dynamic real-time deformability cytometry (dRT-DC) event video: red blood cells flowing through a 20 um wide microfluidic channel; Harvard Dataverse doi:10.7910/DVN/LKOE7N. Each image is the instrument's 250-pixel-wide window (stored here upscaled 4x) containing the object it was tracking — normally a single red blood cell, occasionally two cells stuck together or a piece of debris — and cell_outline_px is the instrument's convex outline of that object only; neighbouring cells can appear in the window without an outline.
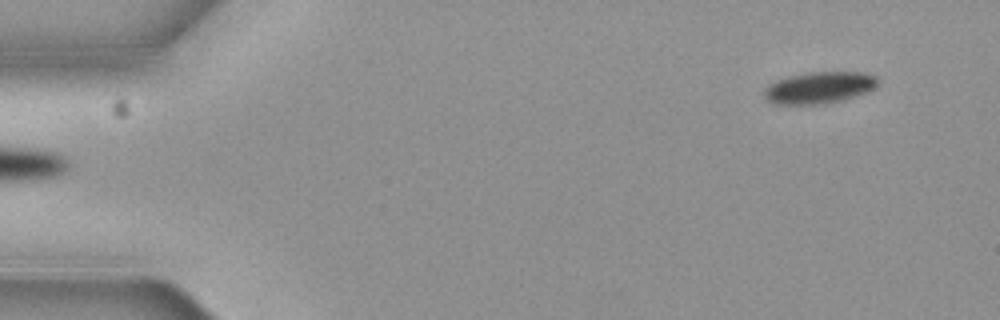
{"species": "common noctule bat (a hibernating species)", "species_latin": "Nyctalus noctula", "temperature_condition": "cold", "stored_images_in_passage": 2, "camera_frame_rate_fps": 3000, "um_per_image_px": 0.085, "animal": {"sex": "female", "body_mass_g": 19.3, "forearm_length_mm": 54.1}, "frame": {"image": 1, "passage_image": 2, "time_ms": 0.333, "image_size_px": [1000, 320], "cell_outline_px": [[880, 84], [876, 88], [868, 92], [844, 100], [824, 104], [776, 104], [764, 100], [764, 88], [768, 84], [776, 80], [788, 76], [808, 72], [864, 72], [876, 76], [880, 80]], "centroid_in_image_um": [69.66, 7.45], "position_along_channel_um": 15.3, "area_um2": 21.5}}